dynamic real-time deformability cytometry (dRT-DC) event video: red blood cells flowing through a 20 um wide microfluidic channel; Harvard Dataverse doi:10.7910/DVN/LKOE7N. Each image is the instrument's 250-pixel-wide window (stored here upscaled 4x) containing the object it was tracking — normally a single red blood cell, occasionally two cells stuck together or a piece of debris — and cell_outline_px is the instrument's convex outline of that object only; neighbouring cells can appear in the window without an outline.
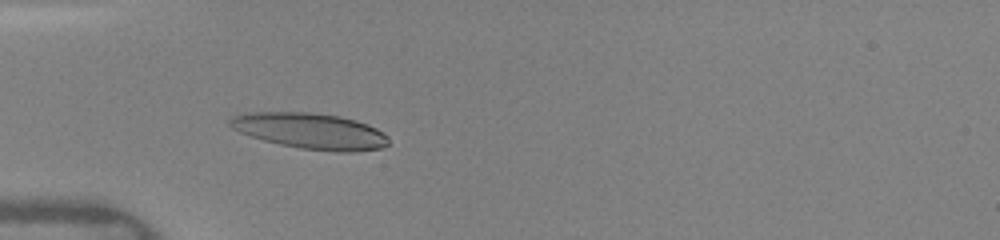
{"species": "human", "species_latin": "Homo sapiens", "temperature_condition": "warm", "stored_images_in_passage": 47, "camera_frame_rate_fps": 3000, "um_per_image_px": 0.085, "donor": {"sex": "female"}, "frame": {"image": 1, "passage_image": 14, "time_ms": 4.333, "image_size_px": [1000, 240], "cell_outline_px": [[388, 144], [384, 148], [352, 152], [336, 152], [300, 148], [280, 144], [264, 140], [240, 132], [232, 128], [228, 124], [228, 120], [232, 116], [248, 112], [308, 112], [340, 116], [356, 120], [368, 124], [376, 128], [388, 136]], "centroid_in_image_um": [26.4, 11.13], "position_along_channel_um": 58.6, "area_um2": 33.29}}
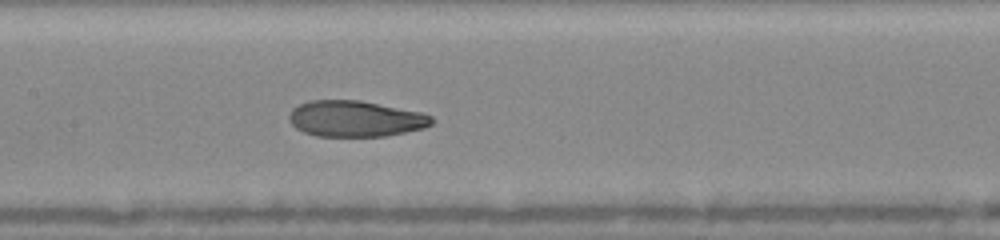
{"frame": {"image": 2, "passage_image": 23, "time_ms": 7.333, "image_size_px": [1000, 240], "cell_outline_px": [[432, 124], [424, 128], [384, 136], [316, 136], [304, 132], [296, 128], [288, 120], [288, 116], [292, 108], [300, 104], [312, 100], [360, 100], [424, 112], [432, 116]], "centroid_in_image_um": [30.21, 10.08], "position_along_channel_um": 177.2, "area_um2": 30.06}}
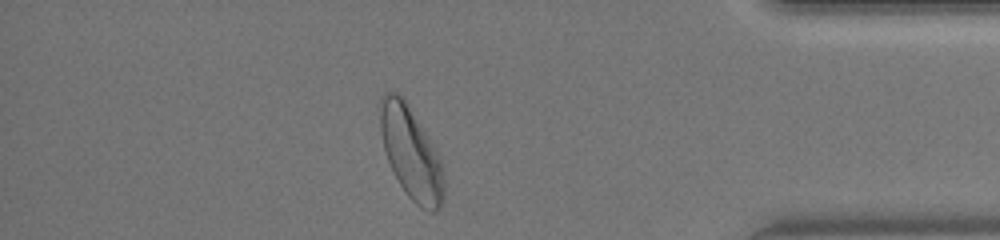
{"frame": {"image": 3, "passage_image": 41, "time_ms": 13.333, "image_size_px": [1000, 240], "cell_outline_px": [[444, 200], [440, 208], [432, 212], [428, 212], [420, 208], [404, 192], [392, 172], [384, 148], [380, 132], [380, 96], [384, 92], [396, 92], [404, 100], [420, 124], [440, 156], [444, 168]], "centroid_in_image_um": [34.95, 13.06], "position_along_channel_um": 400.2, "area_um2": 34.39}, "authors_computed_cell_mechanics": {"area_um2": 31.2698, "velocity_mm_per_s": 4.1878, "shape_relaxation_time_tau1_ms": 4.7366, "shape_relaxation_time_tau2_ms": 1.3481, "deformation_change_tau1": 0.1945, "deformation_change_tau2": 0.0758}}